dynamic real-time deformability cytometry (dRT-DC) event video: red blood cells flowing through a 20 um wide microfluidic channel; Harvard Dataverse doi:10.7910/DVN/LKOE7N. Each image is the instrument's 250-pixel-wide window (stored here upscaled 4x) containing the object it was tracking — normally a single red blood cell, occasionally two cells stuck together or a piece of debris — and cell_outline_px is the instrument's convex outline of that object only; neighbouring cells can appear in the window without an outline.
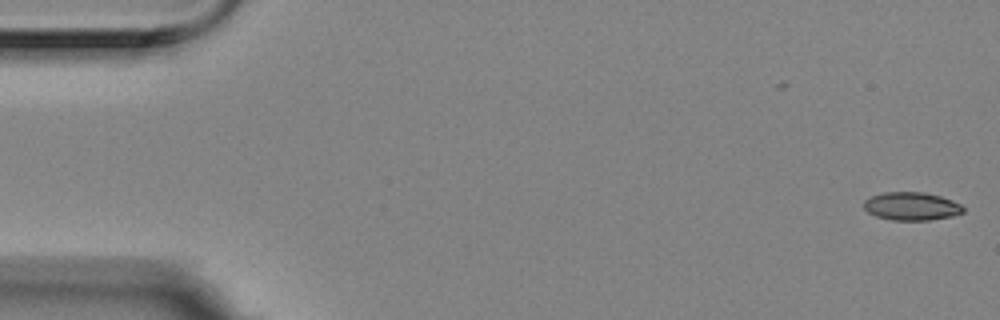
{"species": "Egyptian fruit bat (a non-hibernating species)", "species_latin": "Rousettus aegyptiacus", "temperature_condition": "room temperature", "stored_images_in_passage": 57, "camera_frame_rate_fps": 3000, "um_per_image_px": 0.085, "animal": {"sex": "female"}, "frame": {"image": 1, "passage_image": 1, "time_ms": 0.0, "image_size_px": [1000, 320], "cell_outline_px": [[964, 212], [952, 216], [928, 220], [892, 220], [876, 216], [868, 212], [864, 208], [864, 200], [872, 196], [884, 192], [924, 192], [940, 196], [952, 200], [960, 204], [964, 208]], "centroid_in_image_um": [77.48, 17.53], "position_along_channel_um": 7.5, "area_um2": 16.24}}
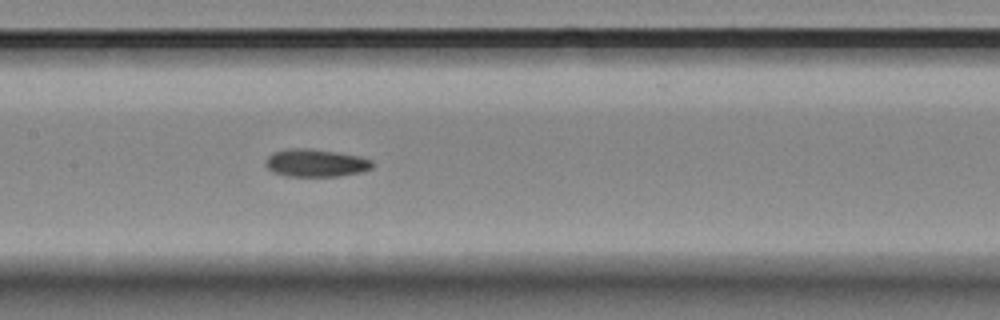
{"frame": {"image": 2, "passage_image": 27, "time_ms": 8.667, "image_size_px": [1000, 320], "cell_outline_px": [[376, 164], [372, 168], [360, 172], [340, 176], [284, 176], [272, 172], [264, 164], [264, 160], [272, 152], [288, 148], [308, 148], [340, 152], [360, 156], [372, 160]], "centroid_in_image_um": [26.83, 13.84], "position_along_channel_um": 180.6, "area_um2": 17.63}}
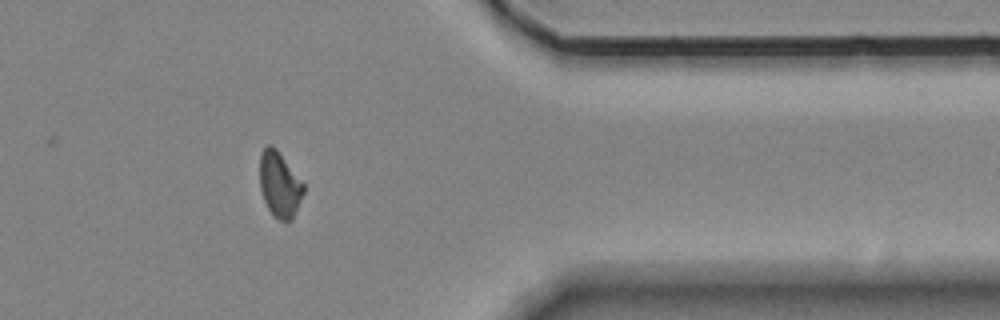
{"frame": {"image": 3, "passage_image": 46, "time_ms": 15.0, "image_size_px": [1000, 320], "cell_outline_px": [[304, 192], [292, 220], [280, 220], [272, 216], [264, 200], [260, 188], [260, 152], [268, 144], [272, 144], [276, 148], [304, 184]], "centroid_in_image_um": [23.75, 15.68], "position_along_channel_um": 387.7, "area_um2": 16.65}, "authors_computed_cell_mechanics": {"area_um2": 16.9354, "velocity_mm_per_s": 3.5494, "shape_relaxation_time_tau1_ms": null, "shape_relaxation_time_tau2_ms": 5.5059, "deformation_change_tau1": null, "deformation_change_tau2": 0.0905}}